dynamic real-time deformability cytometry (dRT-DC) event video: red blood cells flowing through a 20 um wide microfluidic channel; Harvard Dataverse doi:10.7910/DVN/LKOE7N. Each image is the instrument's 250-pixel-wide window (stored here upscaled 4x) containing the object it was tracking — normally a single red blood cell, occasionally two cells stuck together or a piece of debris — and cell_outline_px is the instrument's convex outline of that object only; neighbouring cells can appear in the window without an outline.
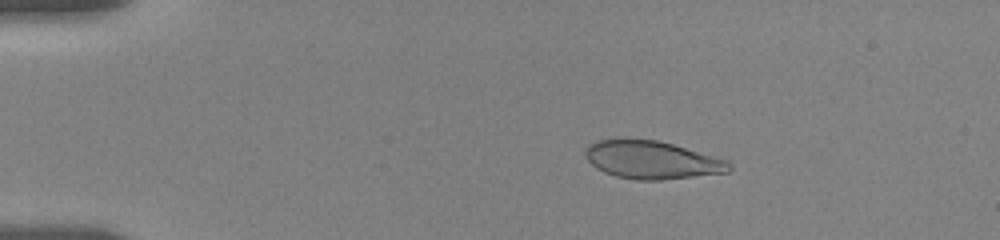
{"species": "human", "species_latin": "Homo sapiens", "temperature_condition": "room temperature", "stored_images_in_passage": 12, "camera_frame_rate_fps": 3000, "um_per_image_px": 0.085, "donor": {"sex": "female"}, "frame": {"image": 1, "passage_image": 6, "time_ms": 3.0, "image_size_px": [1000, 240], "cell_outline_px": [[732, 168], [728, 172], [660, 180], [636, 180], [616, 176], [604, 172], [596, 168], [584, 156], [584, 148], [588, 144], [596, 140], [624, 136], [656, 140], [672, 144], [728, 160], [732, 164]], "centroid_in_image_um": [55.33, 13.55], "position_along_channel_um": 29.7, "area_um2": 32.43}}
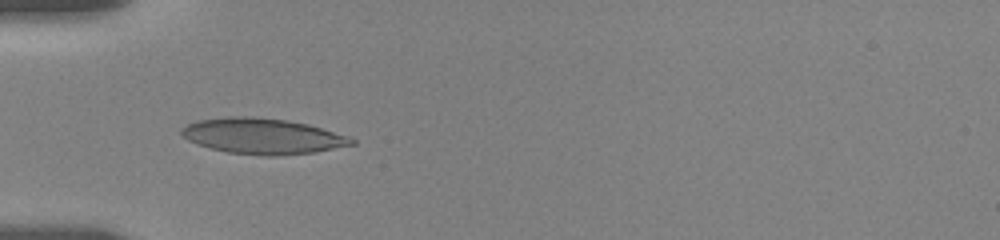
{"frame": {"image": 2, "passage_image": 10, "time_ms": 5.667, "image_size_px": [1000, 240], "cell_outline_px": [[356, 144], [316, 152], [276, 156], [264, 156], [228, 152], [196, 144], [188, 140], [180, 132], [180, 128], [196, 120], [224, 116], [256, 116], [288, 120], [308, 124], [352, 136], [356, 140]], "centroid_in_image_um": [22.36, 11.56], "position_along_channel_um": 62.6, "area_um2": 35.89}}
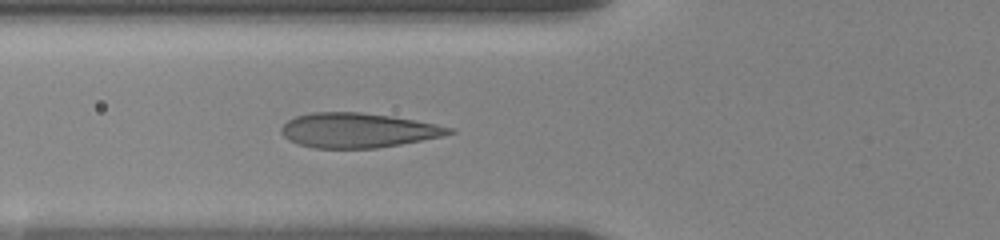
{"frame": {"image": 3, "passage_image": 12, "time_ms": 6.667, "image_size_px": [1000, 240], "cell_outline_px": [[456, 132], [440, 136], [400, 144], [376, 148], [312, 148], [288, 140], [280, 132], [280, 128], [288, 120], [296, 116], [312, 112], [360, 112], [392, 116], [416, 120], [456, 128]], "centroid_in_image_um": [30.41, 11.07], "position_along_channel_um": 95.4, "area_um2": 33.87}}